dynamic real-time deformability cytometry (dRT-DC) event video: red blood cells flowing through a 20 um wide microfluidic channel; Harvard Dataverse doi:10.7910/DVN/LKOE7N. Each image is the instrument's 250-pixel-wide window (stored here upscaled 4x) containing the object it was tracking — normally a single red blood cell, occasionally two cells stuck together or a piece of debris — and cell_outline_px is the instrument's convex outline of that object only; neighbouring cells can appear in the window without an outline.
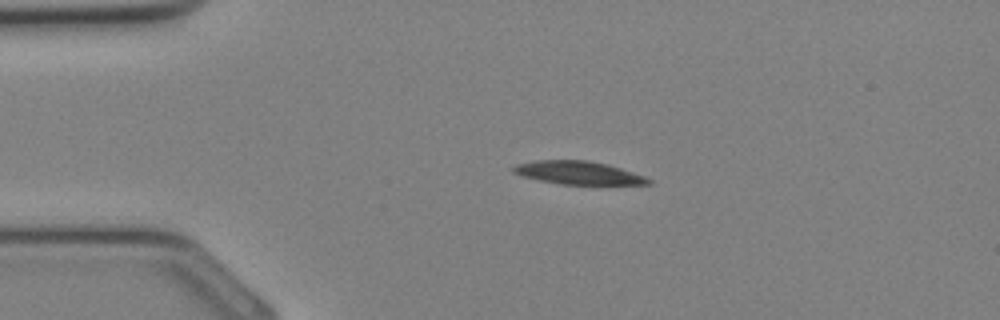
{"species": "Egyptian fruit bat (a non-hibernating species)", "species_latin": "Rousettus aegyptiacus", "temperature_condition": "cold", "stored_images_in_passage": 19, "camera_frame_rate_fps": 3000, "um_per_image_px": 0.085, "animal": {"sex": "female"}, "frame": {"image": 1, "passage_image": 6, "time_ms": 1.667, "image_size_px": [1000, 320], "cell_outline_px": [[652, 184], [560, 184], [540, 180], [524, 176], [512, 172], [512, 168], [516, 164], [536, 160], [588, 160], [608, 164], [644, 176], [652, 180]], "centroid_in_image_um": [49.15, 14.68], "position_along_channel_um": 35.9, "area_um2": 18.03}}
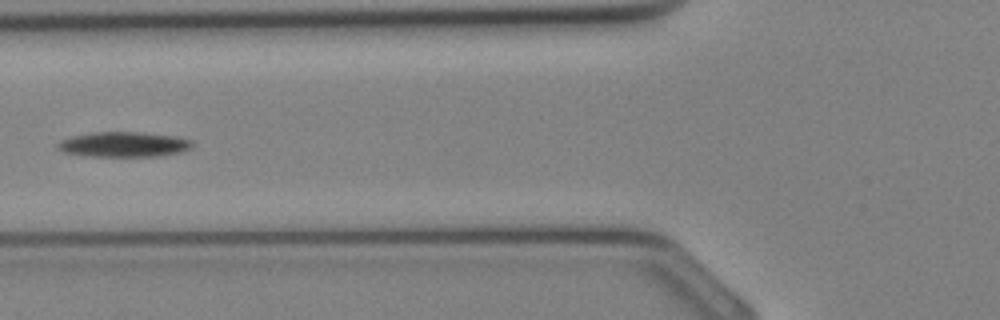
{"frame": {"image": 2, "passage_image": 12, "time_ms": 3.667, "image_size_px": [1000, 320], "cell_outline_px": [[192, 148], [176, 152], [156, 156], [84, 156], [64, 152], [56, 148], [56, 144], [60, 140], [72, 136], [92, 132], [136, 132], [176, 136], [192, 140]], "centroid_in_image_um": [10.46, 12.27], "position_along_channel_um": 115.3, "area_um2": 19.59}}
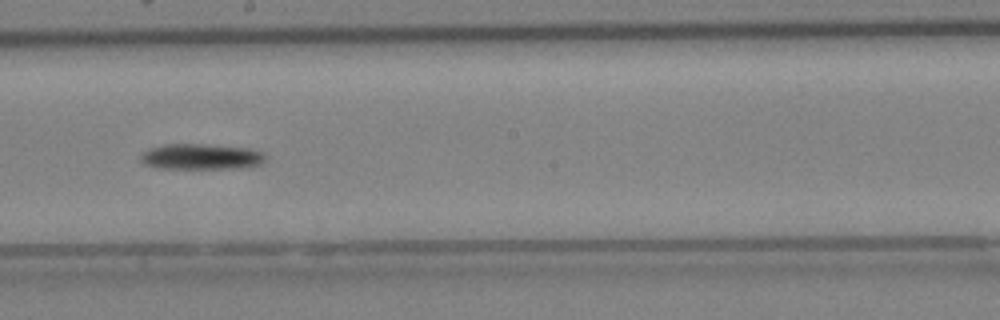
{"frame": {"image": 3, "passage_image": 18, "time_ms": 5.667, "image_size_px": [1000, 320], "cell_outline_px": [[264, 160], [260, 164], [240, 168], [156, 168], [144, 164], [140, 160], [140, 156], [148, 148], [164, 144], [200, 144], [248, 148], [264, 152]], "centroid_in_image_um": [17.05, 13.31], "position_along_channel_um": 231.1, "area_um2": 18.61}}